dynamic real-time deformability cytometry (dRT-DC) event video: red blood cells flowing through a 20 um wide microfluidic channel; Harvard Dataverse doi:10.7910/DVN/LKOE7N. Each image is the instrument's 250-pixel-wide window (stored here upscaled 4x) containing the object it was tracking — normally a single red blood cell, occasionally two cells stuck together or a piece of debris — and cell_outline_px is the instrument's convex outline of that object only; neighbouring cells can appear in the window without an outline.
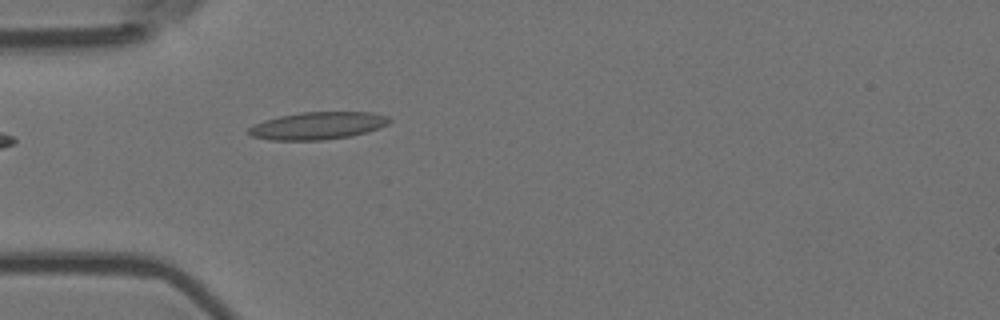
{"species": "Egyptian fruit bat (a non-hibernating species)", "species_latin": "Rousettus aegyptiacus", "temperature_condition": "room temperature", "stored_images_in_passage": 5, "camera_frame_rate_fps": 3000, "um_per_image_px": 0.085, "animal": {"sex": "female"}, "frame": {"image": 1, "passage_image": 5, "time_ms": 1.333, "image_size_px": [1000, 320], "cell_outline_px": [[392, 120], [388, 124], [380, 128], [368, 132], [352, 136], [320, 140], [272, 140], [252, 136], [248, 132], [248, 128], [252, 124], [264, 120], [280, 116], [300, 112], [372, 112], [388, 116]], "centroid_in_image_um": [27.03, 10.68], "position_along_channel_um": 58.0, "area_um2": 22.66}}